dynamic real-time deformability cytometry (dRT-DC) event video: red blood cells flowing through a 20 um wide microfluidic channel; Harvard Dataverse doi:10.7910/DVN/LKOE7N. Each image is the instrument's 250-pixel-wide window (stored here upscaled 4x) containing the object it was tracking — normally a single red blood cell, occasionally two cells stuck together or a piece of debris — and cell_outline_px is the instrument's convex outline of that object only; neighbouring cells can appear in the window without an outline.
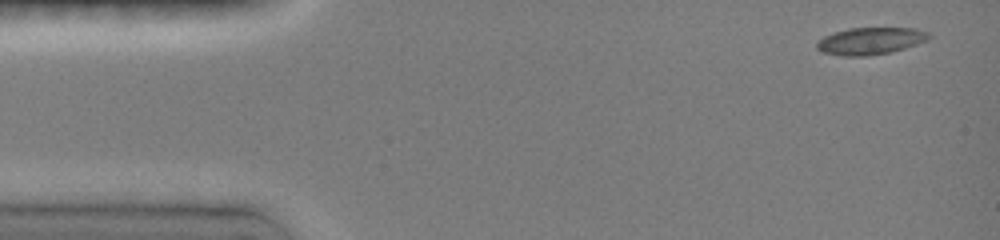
{"species": "common noctule bat (a hibernating species)", "species_latin": "Nyctalus noctula", "temperature_condition": "room temperature", "stored_images_in_passage": 6, "camera_frame_rate_fps": 3000, "um_per_image_px": 0.085, "animal": {"sex": "female", "body_mass_g": 19.0, "forearm_length_mm": 51.5}, "frame": {"image": 1, "passage_image": 1, "time_ms": 0.0, "image_size_px": [1000, 240], "cell_outline_px": [[932, 36], [928, 40], [892, 52], [868, 56], [840, 56], [820, 52], [816, 48], [816, 40], [824, 36], [848, 28], [916, 28], [932, 32]], "centroid_in_image_um": [73.99, 3.48], "position_along_channel_um": 11.0, "area_um2": 18.03}}
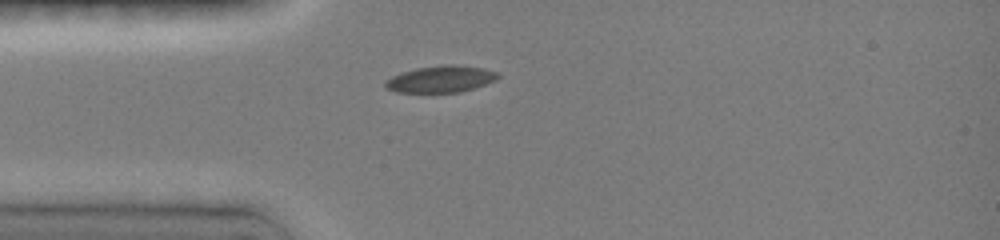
{"frame": {"image": 2, "passage_image": 6, "time_ms": 1.667, "image_size_px": [1000, 240], "cell_outline_px": [[500, 76], [484, 84], [460, 92], [396, 92], [388, 88], [384, 84], [392, 76], [404, 72], [420, 68], [452, 64], [480, 68], [496, 72]], "centroid_in_image_um": [37.45, 6.73], "position_along_channel_um": 47.5, "area_um2": 16.76}}